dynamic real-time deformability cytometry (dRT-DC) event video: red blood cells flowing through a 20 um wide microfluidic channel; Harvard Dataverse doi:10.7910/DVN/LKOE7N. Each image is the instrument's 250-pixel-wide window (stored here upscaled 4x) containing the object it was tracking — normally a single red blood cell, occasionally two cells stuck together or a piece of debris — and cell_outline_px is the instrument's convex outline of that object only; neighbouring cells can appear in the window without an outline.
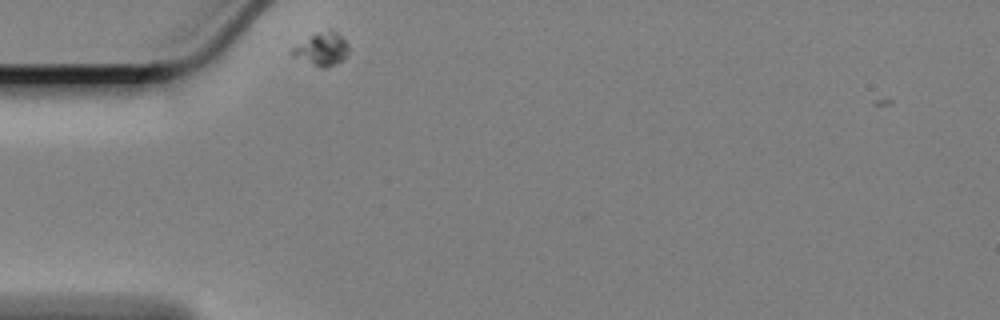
{"species": "Egyptian fruit bat (a non-hibernating species)", "species_latin": "Rousettus aegyptiacus", "temperature_condition": "cold", "stored_images_in_passage": 2, "camera_frame_rate_fps": 3000, "um_per_image_px": 0.085, "animal": {"sex": "female"}, "frame": {"image": 1, "passage_image": 1, "time_ms": 0.0, "image_size_px": [1000, 320], "cell_outline_px": [[348, 52], [340, 60], [328, 68], [320, 68], [292, 56], [288, 52], [292, 48], [312, 36], [332, 28], [348, 44]], "centroid_in_image_um": [27.33, 4.2], "position_along_channel_um": 57.7, "area_um2": 10.52}}